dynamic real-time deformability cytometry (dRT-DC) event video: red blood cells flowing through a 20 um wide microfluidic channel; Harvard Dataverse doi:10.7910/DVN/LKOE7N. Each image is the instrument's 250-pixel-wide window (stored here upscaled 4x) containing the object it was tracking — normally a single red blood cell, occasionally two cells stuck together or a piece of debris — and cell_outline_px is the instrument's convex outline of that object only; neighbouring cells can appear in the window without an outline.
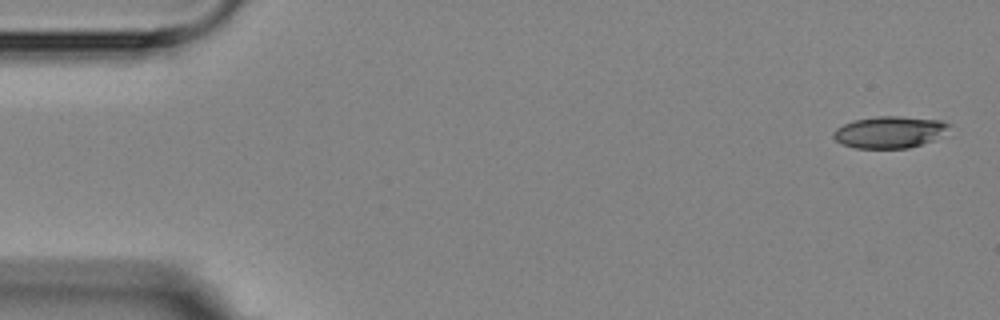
{"species": "Egyptian fruit bat (a non-hibernating species)", "species_latin": "Rousettus aegyptiacus", "temperature_condition": "room temperature", "stored_images_in_passage": 5, "camera_frame_rate_fps": 3000, "um_per_image_px": 0.085, "animal": {"sex": "female"}, "frame": {"image": 1, "passage_image": 1, "time_ms": 0.0, "image_size_px": [1000, 320], "cell_outline_px": [[952, 124], [932, 140], [908, 148], [856, 148], [844, 144], [836, 140], [832, 136], [832, 132], [836, 128], [852, 120], [876, 116], [900, 116], [940, 120]], "centroid_in_image_um": [75.55, 11.21], "position_along_channel_um": 9.5, "area_um2": 21.15}}
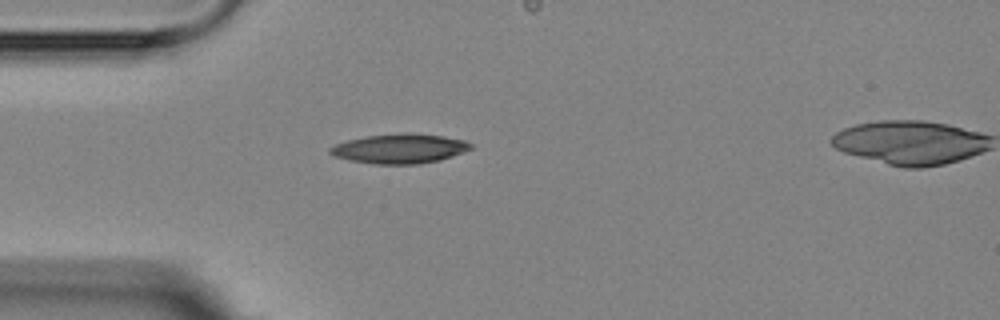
{"frame": {"image": 2, "passage_image": 4, "time_ms": 4.333, "image_size_px": [1000, 320], "cell_outline_px": [[472, 148], [452, 156], [440, 160], [420, 164], [372, 164], [352, 160], [336, 156], [328, 152], [328, 148], [336, 144], [348, 140], [364, 136], [404, 132], [444, 136], [464, 140], [472, 144]], "centroid_in_image_um": [33.97, 12.62], "position_along_channel_um": 51.0, "area_um2": 24.22}}